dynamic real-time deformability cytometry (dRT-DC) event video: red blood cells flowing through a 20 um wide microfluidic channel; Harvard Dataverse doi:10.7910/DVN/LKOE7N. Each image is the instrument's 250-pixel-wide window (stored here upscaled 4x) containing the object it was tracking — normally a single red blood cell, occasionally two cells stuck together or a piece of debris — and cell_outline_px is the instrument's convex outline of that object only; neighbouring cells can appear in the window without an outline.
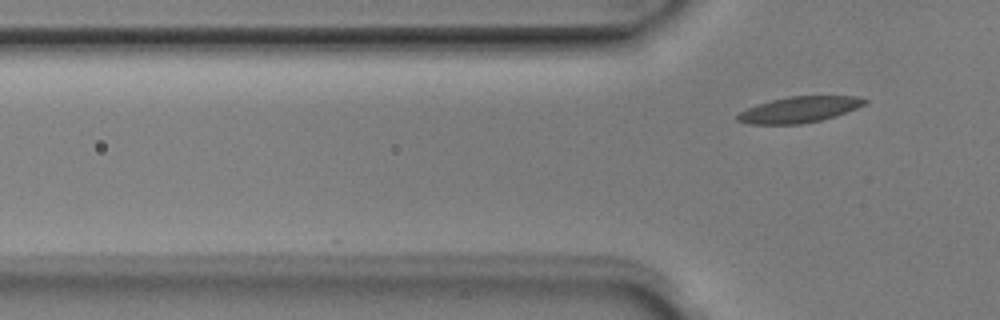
{"species": "Egyptian fruit bat (a non-hibernating species)", "species_latin": "Rousettus aegyptiacus", "temperature_condition": "room temperature", "stored_images_in_passage": 4, "segment_of_instrument_passage": [2, 2], "camera_frame_rate_fps": 3000, "um_per_image_px": 0.085, "animal": {"sex": "male"}, "frame": {"image": 1, "passage_image": 4, "time_ms": 1.0, "image_size_px": [1000, 320], "cell_outline_px": [[868, 100], [864, 104], [856, 108], [836, 116], [820, 120], [800, 124], [748, 124], [736, 120], [736, 116], [740, 112], [756, 104], [788, 96], [856, 96]], "centroid_in_image_um": [67.91, 9.31], "position_along_channel_um": 57.9, "area_um2": 19.13}}